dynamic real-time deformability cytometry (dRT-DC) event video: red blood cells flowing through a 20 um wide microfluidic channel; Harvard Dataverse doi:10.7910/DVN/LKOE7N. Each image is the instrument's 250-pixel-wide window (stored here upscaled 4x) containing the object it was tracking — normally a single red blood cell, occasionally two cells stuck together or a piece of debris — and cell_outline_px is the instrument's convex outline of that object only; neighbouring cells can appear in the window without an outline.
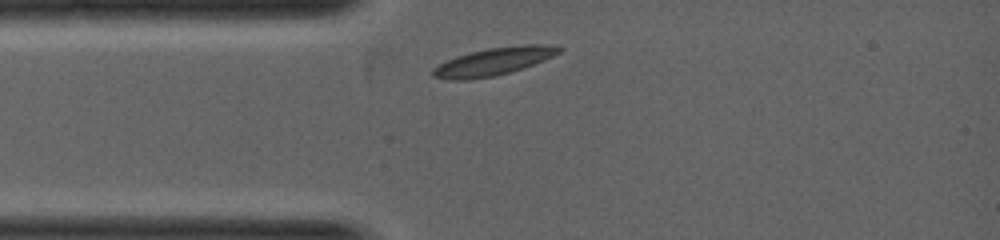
{"species": "common noctule bat (a hibernating species)", "species_latin": "Nyctalus noctula", "temperature_condition": "warm", "stored_images_in_passage": 2, "camera_frame_rate_fps": 5000, "um_per_image_px": 0.085, "animal": {"sex": "female", "body_mass_g": 19.0, "forearm_length_mm": 53.3}, "frame": {"image": 1, "passage_image": 1, "time_ms": 0.0, "image_size_px": [1000, 240], "cell_outline_px": [[564, 48], [560, 52], [544, 60], [524, 68], [496, 76], [468, 80], [452, 80], [432, 76], [432, 68], [456, 56], [488, 48], [524, 44], [552, 44]], "centroid_in_image_um": [42.0, 5.22], "position_along_channel_um": 43.0, "area_um2": 20.4}}